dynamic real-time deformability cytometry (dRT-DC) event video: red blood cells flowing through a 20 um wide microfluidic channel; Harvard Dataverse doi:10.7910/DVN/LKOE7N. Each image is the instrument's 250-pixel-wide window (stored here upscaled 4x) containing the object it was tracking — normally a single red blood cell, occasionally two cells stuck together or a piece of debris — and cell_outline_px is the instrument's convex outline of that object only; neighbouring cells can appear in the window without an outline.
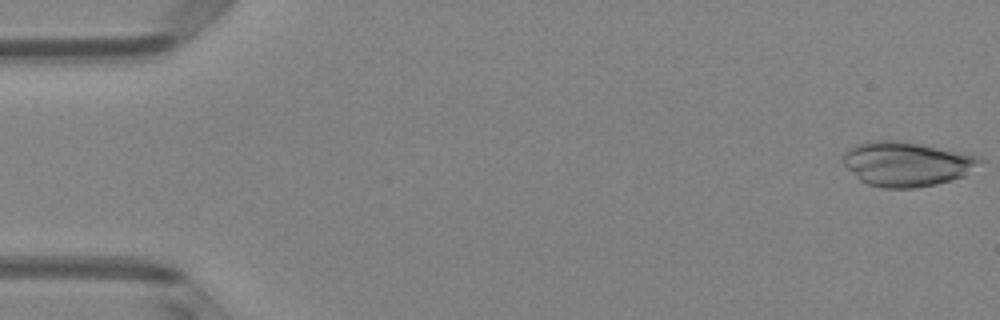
{"species": "Egyptian fruit bat (a non-hibernating species)", "species_latin": "Rousettus aegyptiacus", "temperature_condition": "room temperature", "stored_images_in_passage": 50, "camera_frame_rate_fps": 3000, "um_per_image_px": 0.085, "animal": {"sex": "female"}, "frame": {"image": 1, "passage_image": 1, "time_ms": 0.0, "image_size_px": [1000, 320], "cell_outline_px": [[984, 160], [964, 176], [952, 180], [936, 184], [916, 188], [880, 188], [868, 184], [860, 180], [844, 164], [844, 152], [848, 148], [856, 144], [868, 140], [900, 140], [972, 152], [980, 156]], "centroid_in_image_um": [77.12, 13.9], "position_along_channel_um": 7.9, "area_um2": 36.18}}
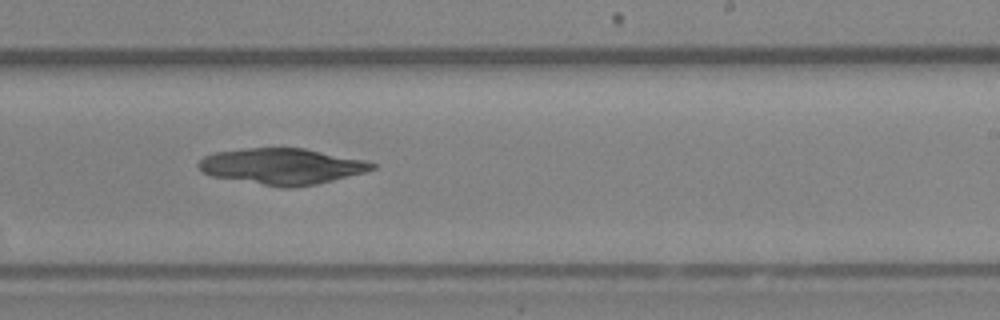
{"frame": {"image": 2, "passage_image": 31, "time_ms": 10.0, "image_size_px": [1000, 320], "cell_outline_px": [[376, 168], [364, 172], [316, 184], [292, 188], [280, 188], [212, 176], [200, 172], [196, 164], [204, 156], [216, 152], [244, 148], [304, 148], [364, 160], [376, 164]], "centroid_in_image_um": [23.91, 14.14], "position_along_channel_um": 265.1, "area_um2": 36.47}}
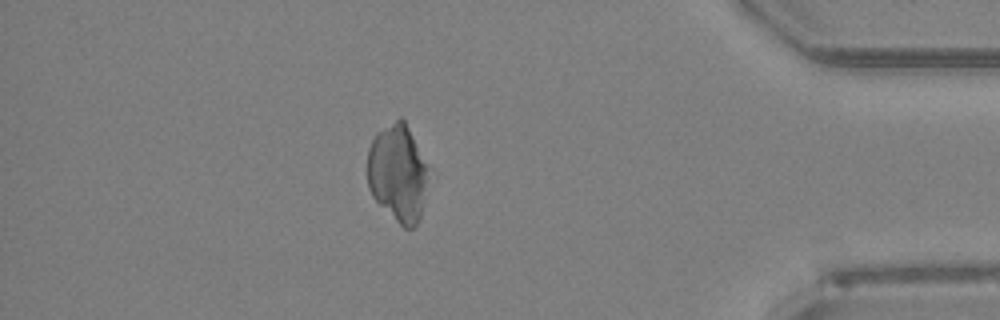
{"frame": {"image": 3, "passage_image": 44, "time_ms": 14.333, "image_size_px": [1000, 320], "cell_outline_px": [[432, 168], [420, 216], [416, 224], [412, 228], [404, 228], [372, 196], [368, 188], [368, 148], [376, 132], [400, 116], [404, 120]], "centroid_in_image_um": [33.86, 14.67], "position_along_channel_um": 401.3, "area_um2": 35.14}}